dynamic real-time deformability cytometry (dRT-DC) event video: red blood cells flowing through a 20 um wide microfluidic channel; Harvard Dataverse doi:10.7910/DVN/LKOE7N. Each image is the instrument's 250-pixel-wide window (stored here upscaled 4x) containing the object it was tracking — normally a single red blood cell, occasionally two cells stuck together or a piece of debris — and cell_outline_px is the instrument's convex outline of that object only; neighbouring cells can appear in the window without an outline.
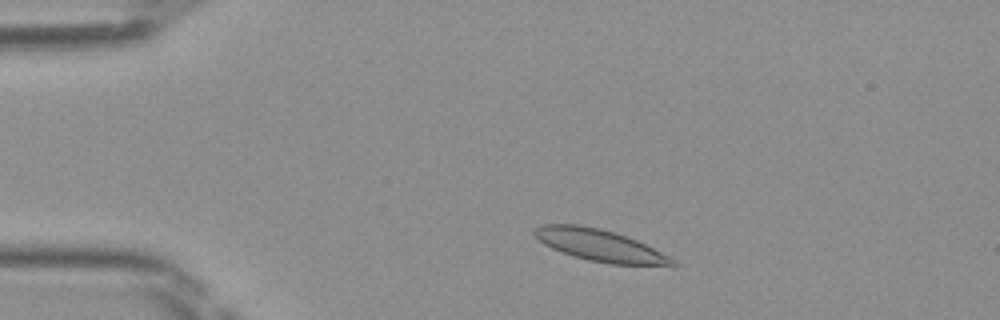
{"species": "Egyptian fruit bat (a non-hibernating species)", "species_latin": "Rousettus aegyptiacus", "temperature_condition": "room temperature", "stored_images_in_passage": 43, "camera_frame_rate_fps": 3000, "um_per_image_px": 0.085, "frame": {"image": 1, "passage_image": 5, "time_ms": 1.333, "image_size_px": [1000, 320], "cell_outline_px": [[680, 264], [612, 264], [588, 260], [552, 248], [544, 244], [532, 232], [532, 228], [544, 224], [580, 224], [600, 228], [636, 240], [676, 260]], "centroid_in_image_um": [50.9, 20.82], "position_along_channel_um": 34.1, "area_um2": 24.85}}
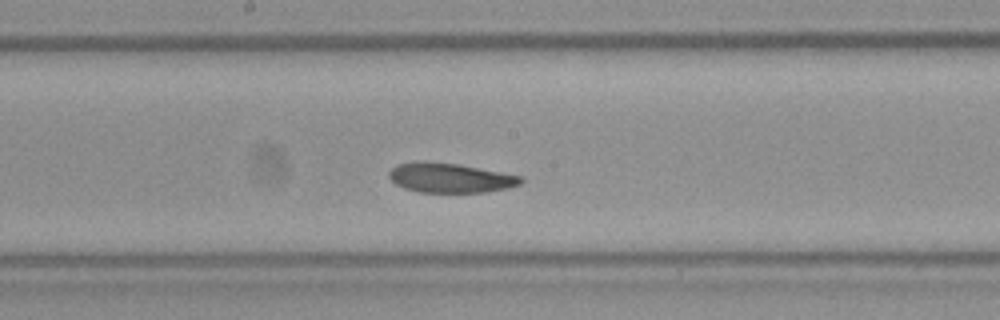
{"frame": {"image": 2, "passage_image": 21, "time_ms": 6.667, "image_size_px": [1000, 320], "cell_outline_px": [[524, 180], [520, 184], [508, 188], [484, 192], [420, 192], [404, 188], [396, 184], [388, 176], [388, 172], [396, 164], [416, 160], [424, 160], [460, 164], [524, 176]], "centroid_in_image_um": [38.26, 15.09], "position_along_channel_um": 209.9, "area_um2": 23.12}}
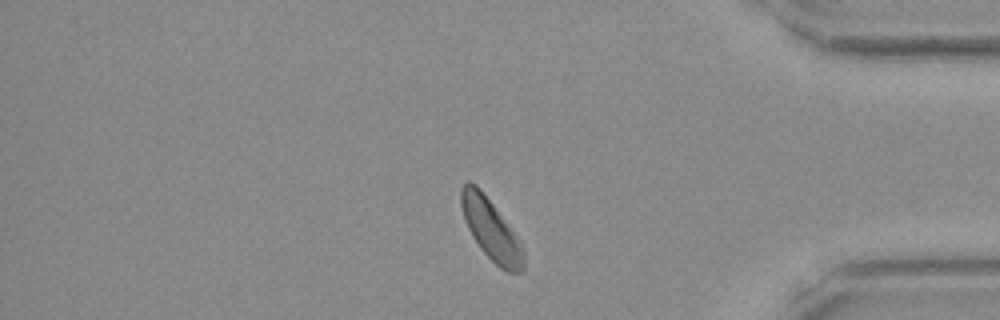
{"frame": {"image": 3, "passage_image": 36, "time_ms": 11.667, "image_size_px": [1000, 320], "cell_outline_px": [[524, 268], [520, 272], [504, 272], [480, 248], [472, 236], [464, 220], [460, 204], [460, 188], [468, 180], [476, 184], [492, 204], [520, 240], [524, 252]], "centroid_in_image_um": [41.72, 19.52], "position_along_channel_um": 393.5, "area_um2": 22.02}}